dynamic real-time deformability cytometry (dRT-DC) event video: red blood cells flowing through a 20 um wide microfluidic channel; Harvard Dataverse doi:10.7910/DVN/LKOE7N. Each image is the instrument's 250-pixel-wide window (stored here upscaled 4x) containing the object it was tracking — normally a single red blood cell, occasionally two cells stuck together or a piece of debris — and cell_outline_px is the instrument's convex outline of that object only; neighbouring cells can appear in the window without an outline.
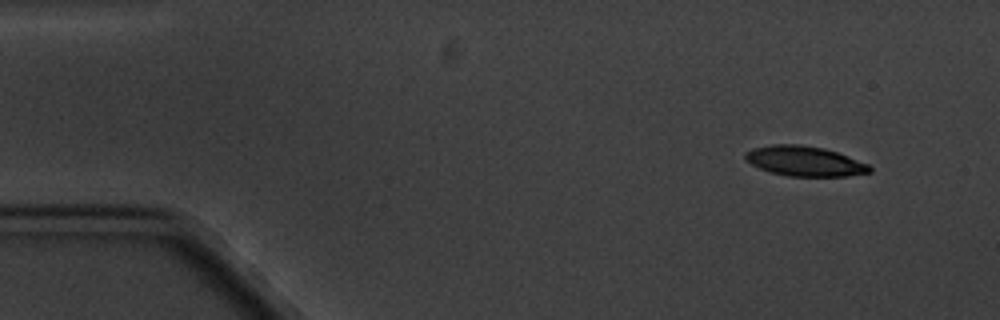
{"species": "common noctule bat (a hibernating species)", "species_latin": "Nyctalus noctula", "temperature_condition": "cold", "stored_images_in_passage": 4, "camera_frame_rate_fps": 3000, "um_per_image_px": 0.085, "animal": {"sex": "male", "body_mass_g": 20.1, "forearm_length_mm": 53.5}, "frame": {"image": 1, "passage_image": 1, "time_ms": 0.0, "image_size_px": [1000, 320], "cell_outline_px": [[872, 172], [848, 176], [788, 176], [772, 172], [760, 168], [744, 160], [744, 152], [752, 148], [772, 144], [800, 144], [824, 148], [848, 156], [868, 164], [872, 168]], "centroid_in_image_um": [68.38, 13.69], "position_along_channel_um": 16.6, "area_um2": 21.79}}
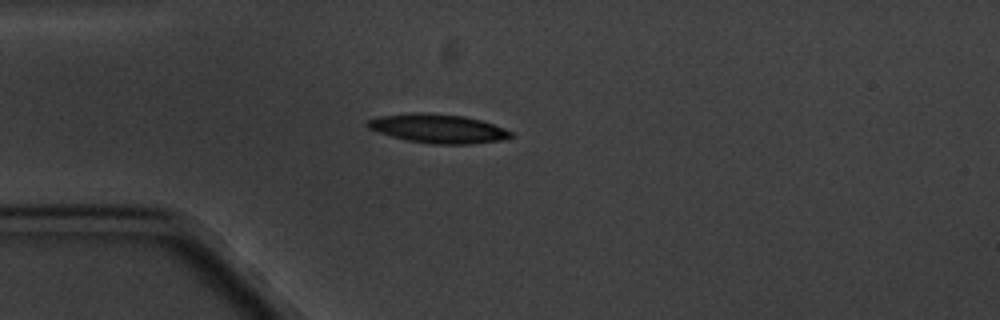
{"frame": {"image": 2, "passage_image": 4, "time_ms": 3.333, "image_size_px": [1000, 320], "cell_outline_px": [[512, 136], [504, 140], [468, 144], [432, 144], [408, 140], [392, 136], [368, 128], [364, 124], [368, 120], [376, 116], [412, 112], [416, 112], [464, 116], [480, 120], [504, 128], [512, 132]], "centroid_in_image_um": [37.21, 10.92], "position_along_channel_um": 47.8, "area_um2": 24.04}}